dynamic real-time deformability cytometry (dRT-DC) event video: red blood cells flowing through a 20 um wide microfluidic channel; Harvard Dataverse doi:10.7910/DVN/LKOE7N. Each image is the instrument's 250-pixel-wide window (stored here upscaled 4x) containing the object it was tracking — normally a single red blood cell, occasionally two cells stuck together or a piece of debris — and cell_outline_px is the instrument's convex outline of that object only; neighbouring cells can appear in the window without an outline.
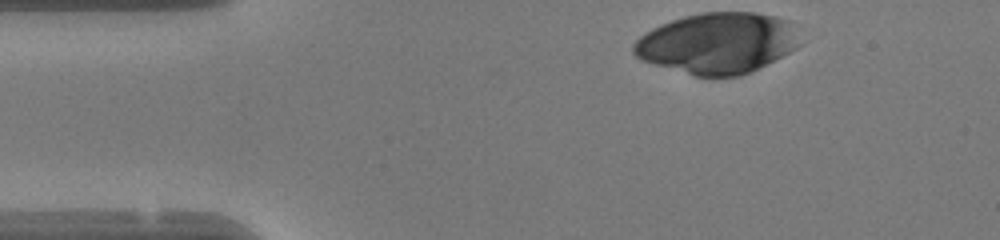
{"species": "human", "species_latin": "Homo sapiens", "temperature_condition": "warm", "stored_images_in_passage": 42, "camera_frame_rate_fps": 3000, "um_per_image_px": 0.085, "donor": {"sex": "female"}, "frame": {"image": 1, "passage_image": 1, "time_ms": 0.0, "image_size_px": [1000, 240], "cell_outline_px": [[796, 48], [740, 76], [696, 76], [656, 64], [644, 60], [636, 56], [632, 52], [632, 44], [644, 32], [660, 24], [684, 16], [700, 12], [756, 12], [776, 16], [792, 20]], "centroid_in_image_um": [60.93, 3.64], "position_along_channel_um": 24.1, "area_um2": 58.2}}